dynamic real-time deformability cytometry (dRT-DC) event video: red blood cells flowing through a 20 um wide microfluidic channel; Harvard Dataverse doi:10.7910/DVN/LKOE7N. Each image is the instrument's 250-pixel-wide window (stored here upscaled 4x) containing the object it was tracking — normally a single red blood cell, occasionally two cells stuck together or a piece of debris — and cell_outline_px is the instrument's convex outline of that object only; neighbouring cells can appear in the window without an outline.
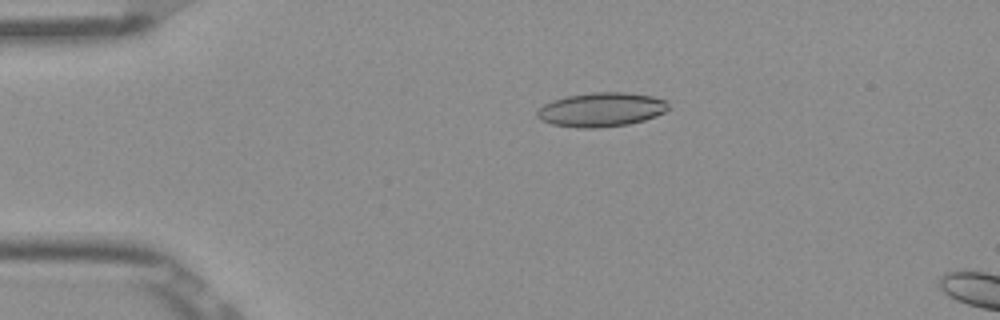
{"species": "Egyptian fruit bat (a non-hibernating species)", "species_latin": "Rousettus aegyptiacus", "temperature_condition": "room temperature", "stored_images_in_passage": 15, "camera_frame_rate_fps": 3000, "um_per_image_px": 0.085, "frame": {"image": 1, "passage_image": 11, "time_ms": 3.333, "image_size_px": [1000, 320], "cell_outline_px": [[668, 108], [664, 112], [656, 116], [644, 120], [628, 124], [600, 128], [576, 128], [552, 124], [540, 120], [536, 116], [536, 112], [544, 104], [552, 100], [568, 96], [592, 92], [628, 92], [652, 96], [668, 100]], "centroid_in_image_um": [51.11, 9.32], "position_along_channel_um": 33.9, "area_um2": 26.3}}